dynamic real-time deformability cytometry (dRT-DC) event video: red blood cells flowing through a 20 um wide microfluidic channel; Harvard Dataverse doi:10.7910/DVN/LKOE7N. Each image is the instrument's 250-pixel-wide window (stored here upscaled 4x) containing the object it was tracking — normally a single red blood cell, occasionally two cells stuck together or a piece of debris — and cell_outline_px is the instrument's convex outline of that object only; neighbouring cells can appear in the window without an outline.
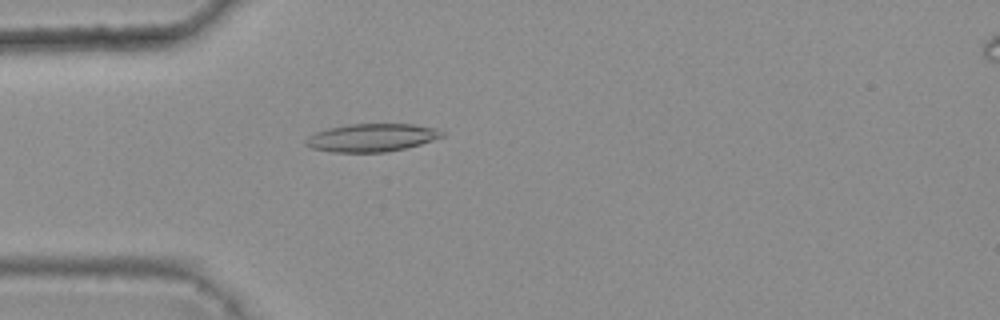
{"species": "common noctule bat (a hibernating species)", "species_latin": "Nyctalus noctula", "temperature_condition": "warm", "stored_images_in_passage": 4, "camera_frame_rate_fps": 3000, "um_per_image_px": 0.085, "animal": {"sex": "female", "body_mass_g": 25.1}, "frame": {"image": 1, "passage_image": 4, "time_ms": 1.0, "image_size_px": [1000, 320], "cell_outline_px": [[444, 136], [420, 144], [404, 148], [384, 152], [332, 152], [312, 148], [304, 144], [304, 140], [308, 136], [316, 132], [328, 128], [348, 124], [412, 124], [436, 128], [444, 132]], "centroid_in_image_um": [31.57, 11.69], "position_along_channel_um": 53.4, "area_um2": 22.14}}